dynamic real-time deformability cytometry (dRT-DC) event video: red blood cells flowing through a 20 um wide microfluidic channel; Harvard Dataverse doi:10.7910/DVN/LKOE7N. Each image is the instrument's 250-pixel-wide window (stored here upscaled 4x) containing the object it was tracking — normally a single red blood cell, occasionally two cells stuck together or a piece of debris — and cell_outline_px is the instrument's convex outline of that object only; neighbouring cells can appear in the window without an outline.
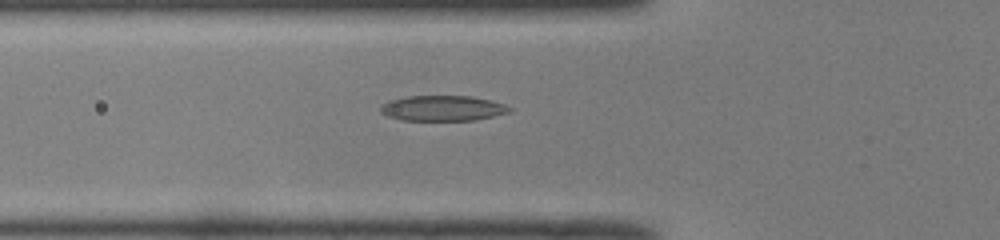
{"species": "common noctule bat (a hibernating species)", "species_latin": "Nyctalus noctula", "temperature_condition": "room temperature", "stored_images_in_passage": 34, "camera_frame_rate_fps": 3000, "um_per_image_px": 0.085, "animal": {"sex": "male", "body_mass_g": 19.0, "forearm_length_mm": 50.8}, "frame": {"image": 1, "passage_image": 2, "time_ms": 0.333, "image_size_px": [1000, 240], "cell_outline_px": [[512, 112], [476, 120], [400, 120], [388, 116], [380, 112], [380, 108], [388, 100], [408, 96], [472, 96], [504, 104], [512, 108]], "centroid_in_image_um": [37.64, 9.2], "position_along_channel_um": 88.2, "area_um2": 19.07}}
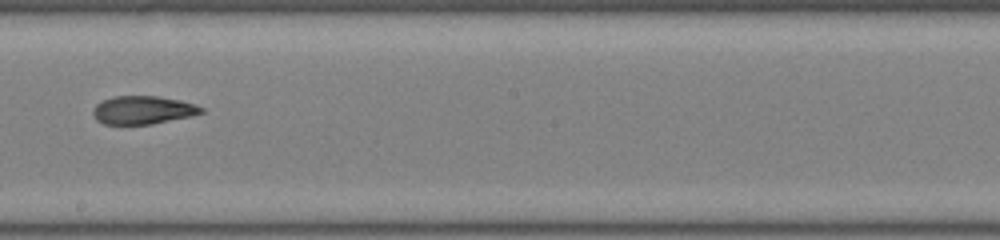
{"frame": {"image": 2, "passage_image": 13, "time_ms": 4.0, "image_size_px": [1000, 240], "cell_outline_px": [[204, 112], [192, 116], [152, 124], [104, 124], [96, 120], [92, 112], [96, 104], [112, 96], [156, 96], [180, 100], [196, 104], [204, 108]], "centroid_in_image_um": [12.16, 9.35], "position_along_channel_um": 236.0, "area_um2": 17.86}}
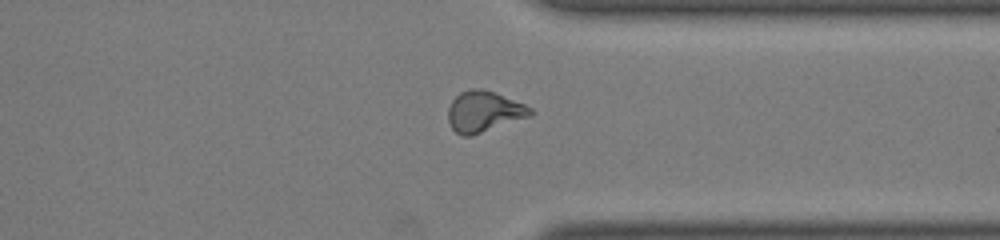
{"frame": {"image": 3, "passage_image": 23, "time_ms": 7.333, "image_size_px": [1000, 240], "cell_outline_px": [[536, 112], [532, 116], [472, 136], [464, 136], [456, 132], [452, 128], [448, 120], [448, 108], [452, 100], [460, 92], [472, 88], [480, 88], [496, 92], [524, 104], [532, 108]], "centroid_in_image_um": [41.17, 9.48], "position_along_channel_um": 370.2, "area_um2": 19.88}}